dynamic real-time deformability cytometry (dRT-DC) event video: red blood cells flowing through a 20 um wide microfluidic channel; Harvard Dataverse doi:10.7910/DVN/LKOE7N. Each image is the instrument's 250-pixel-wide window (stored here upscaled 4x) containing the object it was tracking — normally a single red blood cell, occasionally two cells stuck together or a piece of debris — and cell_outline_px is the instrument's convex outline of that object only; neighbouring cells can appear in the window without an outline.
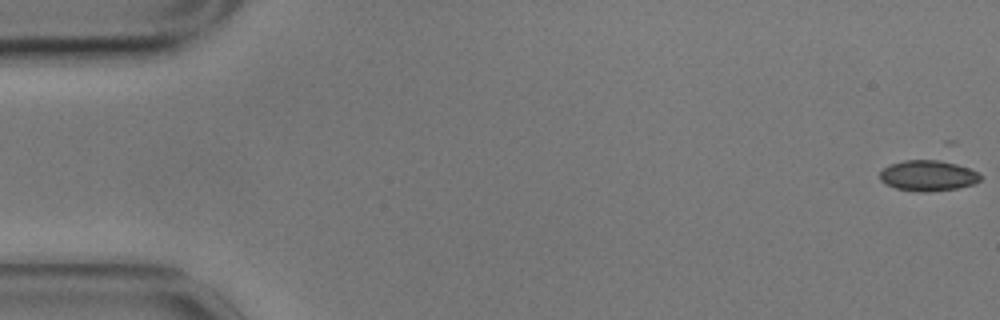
{"species": "common noctule bat (a hibernating species)", "species_latin": "Nyctalus noctula", "temperature_condition": "cold", "stored_images_in_passage": 57, "camera_frame_rate_fps": 3000, "um_per_image_px": 0.085, "animal": {"sex": "male", "body_mass_g": 17.9}, "frame": {"image": 1, "passage_image": 1, "time_ms": 0.0, "image_size_px": [1000, 320], "cell_outline_px": [[980, 180], [976, 184], [956, 188], [928, 192], [920, 192], [896, 188], [884, 184], [880, 180], [880, 172], [888, 164], [904, 160], [948, 160], [980, 172]], "centroid_in_image_um": [78.9, 14.91], "position_along_channel_um": 6.1, "area_um2": 18.32}}
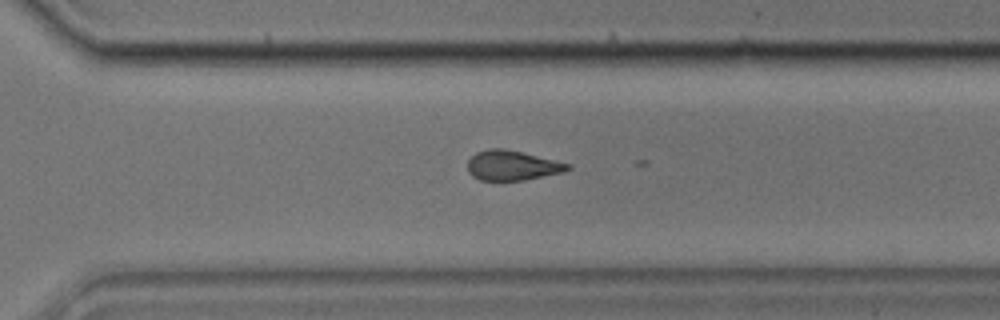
{"frame": {"image": 2, "passage_image": 40, "time_ms": 13.0, "image_size_px": [1000, 320], "cell_outline_px": [[572, 168], [564, 172], [524, 180], [480, 180], [472, 176], [468, 172], [468, 160], [476, 152], [488, 148], [504, 148], [572, 164]], "centroid_in_image_um": [43.54, 14.06], "position_along_channel_um": 327.1, "area_um2": 17.46}}
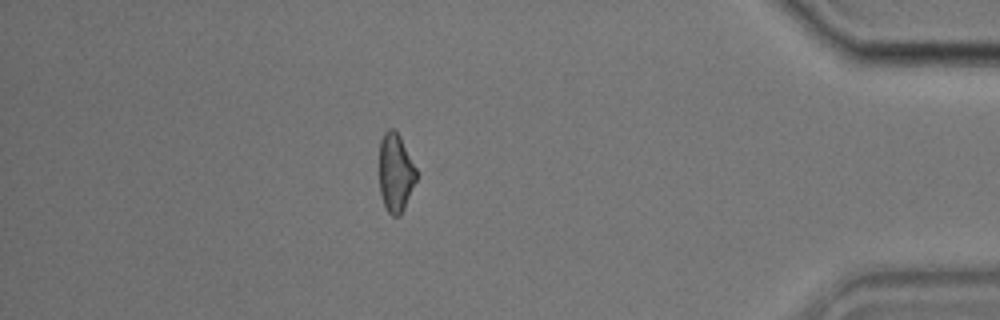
{"frame": {"image": 3, "passage_image": 50, "time_ms": 16.333, "image_size_px": [1000, 320], "cell_outline_px": [[416, 180], [404, 208], [400, 216], [392, 216], [388, 212], [384, 204], [380, 192], [380, 140], [384, 132], [388, 128], [392, 128], [400, 136], [416, 168]], "centroid_in_image_um": [33.62, 14.67], "position_along_channel_um": 401.6, "area_um2": 16.76}}